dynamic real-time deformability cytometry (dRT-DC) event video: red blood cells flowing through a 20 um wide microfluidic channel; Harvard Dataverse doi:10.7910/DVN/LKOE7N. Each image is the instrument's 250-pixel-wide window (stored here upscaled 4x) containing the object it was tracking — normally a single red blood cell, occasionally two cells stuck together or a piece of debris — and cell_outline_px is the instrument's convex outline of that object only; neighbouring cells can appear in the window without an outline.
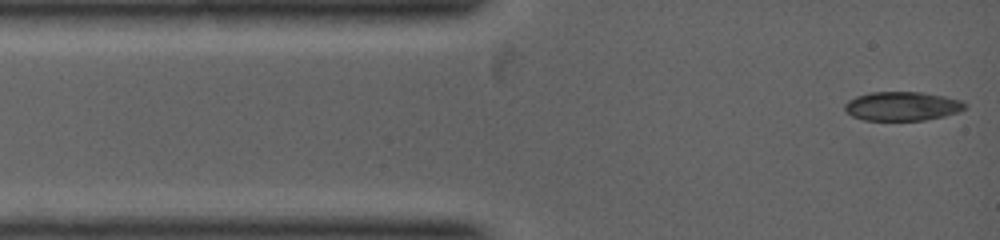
{"species": "common noctule bat (a hibernating species)", "species_latin": "Nyctalus noctula", "temperature_condition": "warm", "stored_images_in_passage": 3, "camera_frame_rate_fps": 5000, "um_per_image_px": 0.085, "animal": {"sex": "female", "body_mass_g": 19.0, "forearm_length_mm": 53.3}, "frame": {"image": 1, "passage_image": 1, "time_ms": 0.0, "image_size_px": [1000, 240], "cell_outline_px": [[964, 108], [960, 112], [944, 116], [924, 120], [864, 120], [852, 116], [844, 108], [844, 104], [848, 100], [856, 96], [872, 92], [920, 92], [944, 96], [960, 100], [964, 104]], "centroid_in_image_um": [76.66, 9.02], "position_along_channel_um": 8.3, "area_um2": 20.17}}